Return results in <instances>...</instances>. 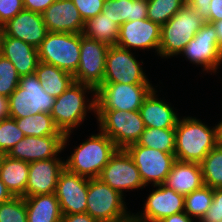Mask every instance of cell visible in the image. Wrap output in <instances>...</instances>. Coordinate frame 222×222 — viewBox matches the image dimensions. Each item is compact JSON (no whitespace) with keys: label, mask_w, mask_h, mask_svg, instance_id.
I'll return each instance as SVG.
<instances>
[{"label":"cell","mask_w":222,"mask_h":222,"mask_svg":"<svg viewBox=\"0 0 222 222\" xmlns=\"http://www.w3.org/2000/svg\"><path fill=\"white\" fill-rule=\"evenodd\" d=\"M117 149L111 138L100 131L75 148L65 161V168L88 179L97 178Z\"/></svg>","instance_id":"3"},{"label":"cell","mask_w":222,"mask_h":222,"mask_svg":"<svg viewBox=\"0 0 222 222\" xmlns=\"http://www.w3.org/2000/svg\"><path fill=\"white\" fill-rule=\"evenodd\" d=\"M64 136H25L6 155L28 163L53 159L64 150Z\"/></svg>","instance_id":"18"},{"label":"cell","mask_w":222,"mask_h":222,"mask_svg":"<svg viewBox=\"0 0 222 222\" xmlns=\"http://www.w3.org/2000/svg\"><path fill=\"white\" fill-rule=\"evenodd\" d=\"M14 196L0 179V204L11 200Z\"/></svg>","instance_id":"47"},{"label":"cell","mask_w":222,"mask_h":222,"mask_svg":"<svg viewBox=\"0 0 222 222\" xmlns=\"http://www.w3.org/2000/svg\"><path fill=\"white\" fill-rule=\"evenodd\" d=\"M29 164L4 155L0 167V179L14 197H26Z\"/></svg>","instance_id":"26"},{"label":"cell","mask_w":222,"mask_h":222,"mask_svg":"<svg viewBox=\"0 0 222 222\" xmlns=\"http://www.w3.org/2000/svg\"><path fill=\"white\" fill-rule=\"evenodd\" d=\"M161 26L151 20L127 21L120 26L117 46L124 49H155L159 52Z\"/></svg>","instance_id":"17"},{"label":"cell","mask_w":222,"mask_h":222,"mask_svg":"<svg viewBox=\"0 0 222 222\" xmlns=\"http://www.w3.org/2000/svg\"><path fill=\"white\" fill-rule=\"evenodd\" d=\"M4 155H5L4 153L0 152V167H1V163L4 158Z\"/></svg>","instance_id":"50"},{"label":"cell","mask_w":222,"mask_h":222,"mask_svg":"<svg viewBox=\"0 0 222 222\" xmlns=\"http://www.w3.org/2000/svg\"><path fill=\"white\" fill-rule=\"evenodd\" d=\"M192 217H189L184 211L181 213L173 214L163 218L159 222H196Z\"/></svg>","instance_id":"45"},{"label":"cell","mask_w":222,"mask_h":222,"mask_svg":"<svg viewBox=\"0 0 222 222\" xmlns=\"http://www.w3.org/2000/svg\"><path fill=\"white\" fill-rule=\"evenodd\" d=\"M27 222H61L60 203L54 193L24 197Z\"/></svg>","instance_id":"25"},{"label":"cell","mask_w":222,"mask_h":222,"mask_svg":"<svg viewBox=\"0 0 222 222\" xmlns=\"http://www.w3.org/2000/svg\"><path fill=\"white\" fill-rule=\"evenodd\" d=\"M0 54L9 59L20 77L35 74L39 61L38 48L4 35L0 31Z\"/></svg>","instance_id":"22"},{"label":"cell","mask_w":222,"mask_h":222,"mask_svg":"<svg viewBox=\"0 0 222 222\" xmlns=\"http://www.w3.org/2000/svg\"><path fill=\"white\" fill-rule=\"evenodd\" d=\"M38 55L40 62L74 75L80 63V33L48 32Z\"/></svg>","instance_id":"8"},{"label":"cell","mask_w":222,"mask_h":222,"mask_svg":"<svg viewBox=\"0 0 222 222\" xmlns=\"http://www.w3.org/2000/svg\"><path fill=\"white\" fill-rule=\"evenodd\" d=\"M211 23L215 27L217 38L219 41V46L222 49V20H218V21L211 22Z\"/></svg>","instance_id":"48"},{"label":"cell","mask_w":222,"mask_h":222,"mask_svg":"<svg viewBox=\"0 0 222 222\" xmlns=\"http://www.w3.org/2000/svg\"><path fill=\"white\" fill-rule=\"evenodd\" d=\"M204 185L222 188V145L219 143L200 162Z\"/></svg>","instance_id":"32"},{"label":"cell","mask_w":222,"mask_h":222,"mask_svg":"<svg viewBox=\"0 0 222 222\" xmlns=\"http://www.w3.org/2000/svg\"><path fill=\"white\" fill-rule=\"evenodd\" d=\"M61 222H99L92 218L88 213H76L63 215Z\"/></svg>","instance_id":"44"},{"label":"cell","mask_w":222,"mask_h":222,"mask_svg":"<svg viewBox=\"0 0 222 222\" xmlns=\"http://www.w3.org/2000/svg\"><path fill=\"white\" fill-rule=\"evenodd\" d=\"M220 143L219 124L211 128L196 117H181L175 127V158L200 163Z\"/></svg>","instance_id":"1"},{"label":"cell","mask_w":222,"mask_h":222,"mask_svg":"<svg viewBox=\"0 0 222 222\" xmlns=\"http://www.w3.org/2000/svg\"><path fill=\"white\" fill-rule=\"evenodd\" d=\"M23 9V0H0V27Z\"/></svg>","instance_id":"40"},{"label":"cell","mask_w":222,"mask_h":222,"mask_svg":"<svg viewBox=\"0 0 222 222\" xmlns=\"http://www.w3.org/2000/svg\"><path fill=\"white\" fill-rule=\"evenodd\" d=\"M144 204L143 213H132V222H159L167 216L184 211L185 196L163 184L154 185Z\"/></svg>","instance_id":"15"},{"label":"cell","mask_w":222,"mask_h":222,"mask_svg":"<svg viewBox=\"0 0 222 222\" xmlns=\"http://www.w3.org/2000/svg\"><path fill=\"white\" fill-rule=\"evenodd\" d=\"M204 23L205 20L197 11L186 3L168 22L161 26L158 56L170 58L180 55Z\"/></svg>","instance_id":"4"},{"label":"cell","mask_w":222,"mask_h":222,"mask_svg":"<svg viewBox=\"0 0 222 222\" xmlns=\"http://www.w3.org/2000/svg\"><path fill=\"white\" fill-rule=\"evenodd\" d=\"M55 98L46 93L35 74L20 77L16 90L8 97L9 117L24 118L38 113L50 114Z\"/></svg>","instance_id":"7"},{"label":"cell","mask_w":222,"mask_h":222,"mask_svg":"<svg viewBox=\"0 0 222 222\" xmlns=\"http://www.w3.org/2000/svg\"><path fill=\"white\" fill-rule=\"evenodd\" d=\"M98 178L122 196H124V190L132 191L145 187L138 168L125 149H117Z\"/></svg>","instance_id":"14"},{"label":"cell","mask_w":222,"mask_h":222,"mask_svg":"<svg viewBox=\"0 0 222 222\" xmlns=\"http://www.w3.org/2000/svg\"><path fill=\"white\" fill-rule=\"evenodd\" d=\"M220 220H222V188H216L211 206L199 222H219Z\"/></svg>","instance_id":"39"},{"label":"cell","mask_w":222,"mask_h":222,"mask_svg":"<svg viewBox=\"0 0 222 222\" xmlns=\"http://www.w3.org/2000/svg\"><path fill=\"white\" fill-rule=\"evenodd\" d=\"M23 138L25 135L14 118L7 117L0 121V152L7 154Z\"/></svg>","instance_id":"35"},{"label":"cell","mask_w":222,"mask_h":222,"mask_svg":"<svg viewBox=\"0 0 222 222\" xmlns=\"http://www.w3.org/2000/svg\"><path fill=\"white\" fill-rule=\"evenodd\" d=\"M157 89H153L144 99L140 114L146 128H175L179 120L174 108L165 100L157 98ZM160 99V100H159Z\"/></svg>","instance_id":"23"},{"label":"cell","mask_w":222,"mask_h":222,"mask_svg":"<svg viewBox=\"0 0 222 222\" xmlns=\"http://www.w3.org/2000/svg\"><path fill=\"white\" fill-rule=\"evenodd\" d=\"M222 20V0H211L208 23Z\"/></svg>","instance_id":"43"},{"label":"cell","mask_w":222,"mask_h":222,"mask_svg":"<svg viewBox=\"0 0 222 222\" xmlns=\"http://www.w3.org/2000/svg\"><path fill=\"white\" fill-rule=\"evenodd\" d=\"M17 127L25 136H64L56 127L53 118L47 113H38L24 118H15Z\"/></svg>","instance_id":"30"},{"label":"cell","mask_w":222,"mask_h":222,"mask_svg":"<svg viewBox=\"0 0 222 222\" xmlns=\"http://www.w3.org/2000/svg\"><path fill=\"white\" fill-rule=\"evenodd\" d=\"M219 124V136H220V144L222 145V120Z\"/></svg>","instance_id":"49"},{"label":"cell","mask_w":222,"mask_h":222,"mask_svg":"<svg viewBox=\"0 0 222 222\" xmlns=\"http://www.w3.org/2000/svg\"><path fill=\"white\" fill-rule=\"evenodd\" d=\"M147 0H105L102 13L119 26L127 21L147 19Z\"/></svg>","instance_id":"27"},{"label":"cell","mask_w":222,"mask_h":222,"mask_svg":"<svg viewBox=\"0 0 222 222\" xmlns=\"http://www.w3.org/2000/svg\"><path fill=\"white\" fill-rule=\"evenodd\" d=\"M187 4L195 9L197 13L208 22L211 0H186Z\"/></svg>","instance_id":"42"},{"label":"cell","mask_w":222,"mask_h":222,"mask_svg":"<svg viewBox=\"0 0 222 222\" xmlns=\"http://www.w3.org/2000/svg\"><path fill=\"white\" fill-rule=\"evenodd\" d=\"M0 31L6 36L20 39L36 48L41 45L48 33L42 14L26 9L2 25Z\"/></svg>","instance_id":"19"},{"label":"cell","mask_w":222,"mask_h":222,"mask_svg":"<svg viewBox=\"0 0 222 222\" xmlns=\"http://www.w3.org/2000/svg\"><path fill=\"white\" fill-rule=\"evenodd\" d=\"M99 131L108 135L118 149L139 141L145 126L140 111L96 110Z\"/></svg>","instance_id":"6"},{"label":"cell","mask_w":222,"mask_h":222,"mask_svg":"<svg viewBox=\"0 0 222 222\" xmlns=\"http://www.w3.org/2000/svg\"><path fill=\"white\" fill-rule=\"evenodd\" d=\"M120 26L104 13L87 19L84 22L82 35L97 40L108 46L117 44Z\"/></svg>","instance_id":"29"},{"label":"cell","mask_w":222,"mask_h":222,"mask_svg":"<svg viewBox=\"0 0 222 222\" xmlns=\"http://www.w3.org/2000/svg\"><path fill=\"white\" fill-rule=\"evenodd\" d=\"M0 222H27L24 197H13L0 204Z\"/></svg>","instance_id":"37"},{"label":"cell","mask_w":222,"mask_h":222,"mask_svg":"<svg viewBox=\"0 0 222 222\" xmlns=\"http://www.w3.org/2000/svg\"><path fill=\"white\" fill-rule=\"evenodd\" d=\"M109 47L80 33V63L73 75L74 82L90 85L97 90L103 83Z\"/></svg>","instance_id":"11"},{"label":"cell","mask_w":222,"mask_h":222,"mask_svg":"<svg viewBox=\"0 0 222 222\" xmlns=\"http://www.w3.org/2000/svg\"><path fill=\"white\" fill-rule=\"evenodd\" d=\"M131 50L117 45L107 51L103 83L151 84Z\"/></svg>","instance_id":"13"},{"label":"cell","mask_w":222,"mask_h":222,"mask_svg":"<svg viewBox=\"0 0 222 222\" xmlns=\"http://www.w3.org/2000/svg\"><path fill=\"white\" fill-rule=\"evenodd\" d=\"M89 179L69 172L60 173L54 194L63 215L86 213Z\"/></svg>","instance_id":"16"},{"label":"cell","mask_w":222,"mask_h":222,"mask_svg":"<svg viewBox=\"0 0 222 222\" xmlns=\"http://www.w3.org/2000/svg\"><path fill=\"white\" fill-rule=\"evenodd\" d=\"M126 209L118 191L98 177L89 179L86 213L92 218L99 222H131L132 214Z\"/></svg>","instance_id":"5"},{"label":"cell","mask_w":222,"mask_h":222,"mask_svg":"<svg viewBox=\"0 0 222 222\" xmlns=\"http://www.w3.org/2000/svg\"><path fill=\"white\" fill-rule=\"evenodd\" d=\"M180 54L191 63L203 66L202 71L216 74L222 64V49L213 24L205 22Z\"/></svg>","instance_id":"12"},{"label":"cell","mask_w":222,"mask_h":222,"mask_svg":"<svg viewBox=\"0 0 222 222\" xmlns=\"http://www.w3.org/2000/svg\"><path fill=\"white\" fill-rule=\"evenodd\" d=\"M19 81L15 66L0 54V95L8 98L16 90Z\"/></svg>","instance_id":"36"},{"label":"cell","mask_w":222,"mask_h":222,"mask_svg":"<svg viewBox=\"0 0 222 222\" xmlns=\"http://www.w3.org/2000/svg\"><path fill=\"white\" fill-rule=\"evenodd\" d=\"M147 18L160 26L168 22L186 3V0H147Z\"/></svg>","instance_id":"34"},{"label":"cell","mask_w":222,"mask_h":222,"mask_svg":"<svg viewBox=\"0 0 222 222\" xmlns=\"http://www.w3.org/2000/svg\"><path fill=\"white\" fill-rule=\"evenodd\" d=\"M125 150L133 159L145 186L148 183H152L153 186L163 184L176 161L174 153H165L137 143Z\"/></svg>","instance_id":"10"},{"label":"cell","mask_w":222,"mask_h":222,"mask_svg":"<svg viewBox=\"0 0 222 222\" xmlns=\"http://www.w3.org/2000/svg\"><path fill=\"white\" fill-rule=\"evenodd\" d=\"M213 195L214 189L206 185L185 195L184 212L189 217L200 221L211 206Z\"/></svg>","instance_id":"33"},{"label":"cell","mask_w":222,"mask_h":222,"mask_svg":"<svg viewBox=\"0 0 222 222\" xmlns=\"http://www.w3.org/2000/svg\"><path fill=\"white\" fill-rule=\"evenodd\" d=\"M35 75L43 90L54 98L59 97L74 82L71 73L42 62L38 63Z\"/></svg>","instance_id":"28"},{"label":"cell","mask_w":222,"mask_h":222,"mask_svg":"<svg viewBox=\"0 0 222 222\" xmlns=\"http://www.w3.org/2000/svg\"><path fill=\"white\" fill-rule=\"evenodd\" d=\"M137 144L165 153H174L175 128L159 129L145 127Z\"/></svg>","instance_id":"31"},{"label":"cell","mask_w":222,"mask_h":222,"mask_svg":"<svg viewBox=\"0 0 222 222\" xmlns=\"http://www.w3.org/2000/svg\"><path fill=\"white\" fill-rule=\"evenodd\" d=\"M83 21L95 17L104 9L105 0H72Z\"/></svg>","instance_id":"38"},{"label":"cell","mask_w":222,"mask_h":222,"mask_svg":"<svg viewBox=\"0 0 222 222\" xmlns=\"http://www.w3.org/2000/svg\"><path fill=\"white\" fill-rule=\"evenodd\" d=\"M163 185L184 196L200 189L204 185L200 163L176 160Z\"/></svg>","instance_id":"24"},{"label":"cell","mask_w":222,"mask_h":222,"mask_svg":"<svg viewBox=\"0 0 222 222\" xmlns=\"http://www.w3.org/2000/svg\"><path fill=\"white\" fill-rule=\"evenodd\" d=\"M87 92L92 93V100L86 99ZM87 111L96 114V90L90 85L73 82L64 93L55 98L50 115L56 127L64 134V148L72 131L86 119Z\"/></svg>","instance_id":"2"},{"label":"cell","mask_w":222,"mask_h":222,"mask_svg":"<svg viewBox=\"0 0 222 222\" xmlns=\"http://www.w3.org/2000/svg\"><path fill=\"white\" fill-rule=\"evenodd\" d=\"M48 32L82 33L84 21L72 0H56L43 13Z\"/></svg>","instance_id":"21"},{"label":"cell","mask_w":222,"mask_h":222,"mask_svg":"<svg viewBox=\"0 0 222 222\" xmlns=\"http://www.w3.org/2000/svg\"><path fill=\"white\" fill-rule=\"evenodd\" d=\"M9 117L8 98L0 95V121Z\"/></svg>","instance_id":"46"},{"label":"cell","mask_w":222,"mask_h":222,"mask_svg":"<svg viewBox=\"0 0 222 222\" xmlns=\"http://www.w3.org/2000/svg\"><path fill=\"white\" fill-rule=\"evenodd\" d=\"M56 0H23L24 9L42 14Z\"/></svg>","instance_id":"41"},{"label":"cell","mask_w":222,"mask_h":222,"mask_svg":"<svg viewBox=\"0 0 222 222\" xmlns=\"http://www.w3.org/2000/svg\"><path fill=\"white\" fill-rule=\"evenodd\" d=\"M65 169V160L55 157L29 164L26 197L55 192L60 173Z\"/></svg>","instance_id":"20"},{"label":"cell","mask_w":222,"mask_h":222,"mask_svg":"<svg viewBox=\"0 0 222 222\" xmlns=\"http://www.w3.org/2000/svg\"><path fill=\"white\" fill-rule=\"evenodd\" d=\"M153 89L152 84L102 83L96 90V110H140Z\"/></svg>","instance_id":"9"}]
</instances>
